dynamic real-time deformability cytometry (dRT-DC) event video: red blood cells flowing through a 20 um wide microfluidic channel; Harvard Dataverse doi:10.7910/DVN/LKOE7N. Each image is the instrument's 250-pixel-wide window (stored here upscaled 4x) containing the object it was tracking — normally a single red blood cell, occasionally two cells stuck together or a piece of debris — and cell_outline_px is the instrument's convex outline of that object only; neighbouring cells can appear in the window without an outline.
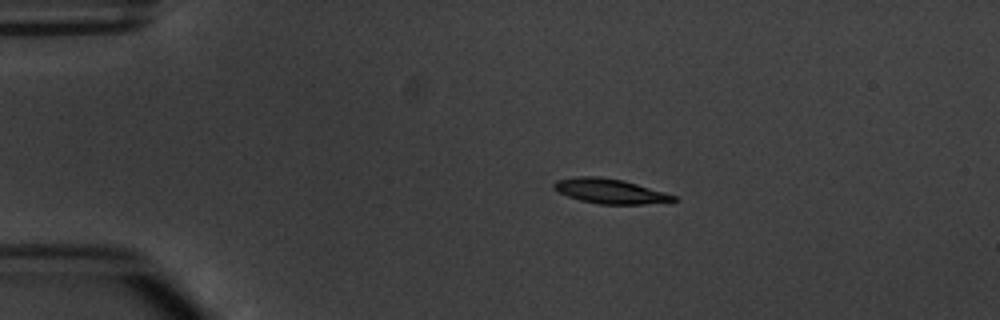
{"species": "common noctule bat (a hibernating species)", "species_latin": "Nyctalus noctula", "temperature_condition": "warm", "stored_images_in_passage": 5, "camera_frame_rate_fps": 3000, "um_per_image_px": 0.085, "animal": {"sex": "male", "body_mass_g": 20.1, "forearm_length_mm": 53.5}, "frame": {"image": 1, "passage_image": 3, "time_ms": 2.333, "image_size_px": [1000, 320], "cell_outline_px": [[680, 200], [644, 204], [600, 204], [580, 200], [568, 196], [552, 188], [552, 184], [556, 180], [576, 176], [600, 176], [624, 180], [664, 192], [676, 196]], "centroid_in_image_um": [51.83, 16.23], "position_along_channel_um": 33.2, "area_um2": 17.28}}
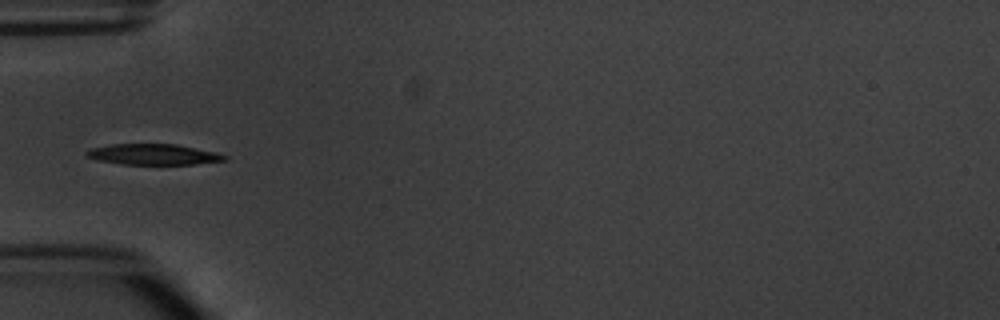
{"frame": {"image": 2, "passage_image": 5, "time_ms": 4.667, "image_size_px": [1000, 320], "cell_outline_px": [[228, 160], [196, 164], [120, 164], [96, 160], [84, 156], [84, 152], [92, 148], [112, 144], [176, 144], [216, 152], [228, 156]], "centroid_in_image_um": [13.02, 13.13], "position_along_channel_um": 72.0, "area_um2": 16.82}}